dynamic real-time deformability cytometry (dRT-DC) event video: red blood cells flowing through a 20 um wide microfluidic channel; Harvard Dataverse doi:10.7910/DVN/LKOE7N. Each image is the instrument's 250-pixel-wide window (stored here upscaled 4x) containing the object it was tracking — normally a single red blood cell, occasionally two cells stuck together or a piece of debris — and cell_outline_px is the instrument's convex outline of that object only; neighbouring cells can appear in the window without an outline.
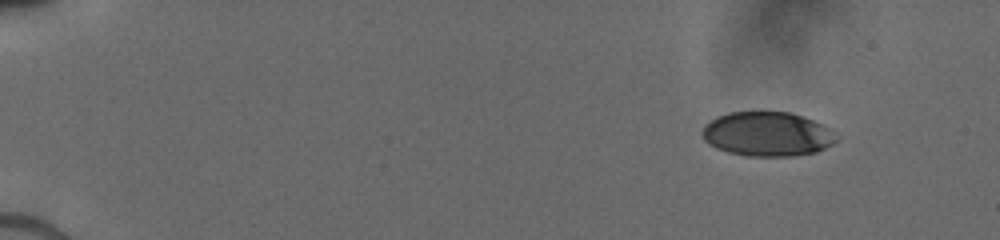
{"species": "human", "species_latin": "Homo sapiens", "temperature_condition": "cold", "stored_images_in_passage": 55, "camera_frame_rate_fps": 3000, "um_per_image_px": 0.085, "donor": {"sex": "male"}, "frame": {"image": 1, "passage_image": 1, "time_ms": 0.0, "image_size_px": [1000, 240], "cell_outline_px": [[840, 136], [832, 144], [816, 152], [792, 156], [748, 156], [728, 152], [716, 148], [708, 144], [704, 140], [700, 132], [704, 124], [716, 116], [728, 112], [792, 112], [812, 120], [828, 128]], "centroid_in_image_um": [65.18, 11.39], "position_along_channel_um": 19.8, "area_um2": 34.91}}
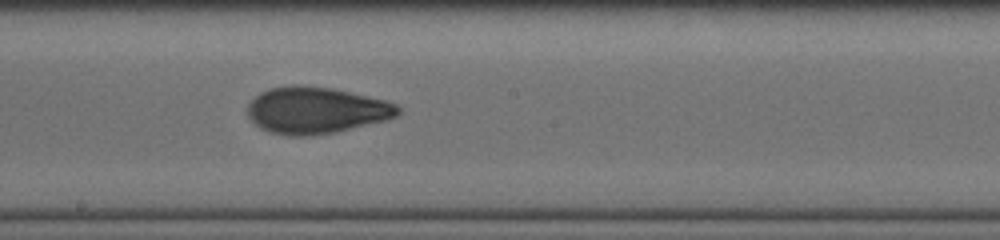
{"frame": {"image": 2, "passage_image": 29, "time_ms": 8.333, "image_size_px": [1000, 240], "cell_outline_px": [[400, 112], [396, 116], [388, 120], [336, 132], [308, 136], [288, 136], [272, 132], [260, 128], [248, 116], [248, 104], [260, 92], [272, 88], [332, 88], [388, 100], [396, 104], [400, 108]], "centroid_in_image_um": [26.93, 9.42], "position_along_channel_um": 221.3, "area_um2": 40.11}}
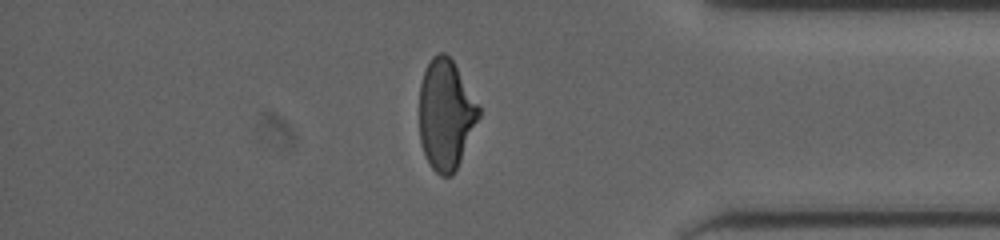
{"frame": {"image": 3, "passage_image": 54, "time_ms": 13.0, "image_size_px": [1000, 240], "cell_outline_px": [[480, 116], [460, 160], [452, 176], [440, 176], [432, 168], [424, 152], [420, 140], [420, 84], [424, 72], [432, 56], [436, 52], [444, 52], [452, 60], [480, 108]], "centroid_in_image_um": [37.88, 9.73], "position_along_channel_um": 397.3, "area_um2": 37.57}}